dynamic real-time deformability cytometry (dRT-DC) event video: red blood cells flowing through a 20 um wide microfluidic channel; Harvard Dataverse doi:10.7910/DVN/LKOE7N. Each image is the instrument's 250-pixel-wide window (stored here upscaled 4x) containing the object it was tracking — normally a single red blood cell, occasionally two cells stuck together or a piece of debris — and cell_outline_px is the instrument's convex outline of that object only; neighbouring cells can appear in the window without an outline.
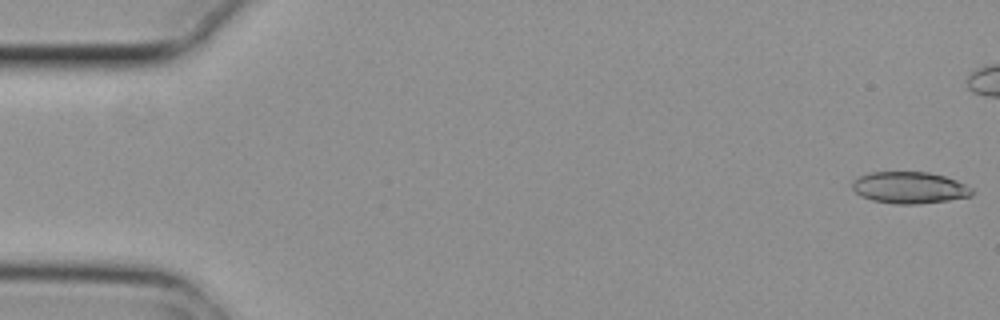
{"species": "common noctule bat (a hibernating species)", "species_latin": "Nyctalus noctula", "temperature_condition": "cold", "stored_images_in_passage": 6, "camera_frame_rate_fps": 3000, "um_per_image_px": 0.085, "animal": {"sex": "female", "body_mass_g": 29.2, "forearm_length_mm": 56.3}, "frame": {"image": 1, "passage_image": 1, "time_ms": 0.0, "image_size_px": [1000, 320], "cell_outline_px": [[972, 196], [948, 200], [916, 204], [896, 204], [872, 200], [860, 196], [852, 188], [852, 180], [860, 176], [872, 172], [928, 172], [944, 176], [956, 180], [972, 188]], "centroid_in_image_um": [77.29, 15.95], "position_along_channel_um": 7.7, "area_um2": 22.02}}